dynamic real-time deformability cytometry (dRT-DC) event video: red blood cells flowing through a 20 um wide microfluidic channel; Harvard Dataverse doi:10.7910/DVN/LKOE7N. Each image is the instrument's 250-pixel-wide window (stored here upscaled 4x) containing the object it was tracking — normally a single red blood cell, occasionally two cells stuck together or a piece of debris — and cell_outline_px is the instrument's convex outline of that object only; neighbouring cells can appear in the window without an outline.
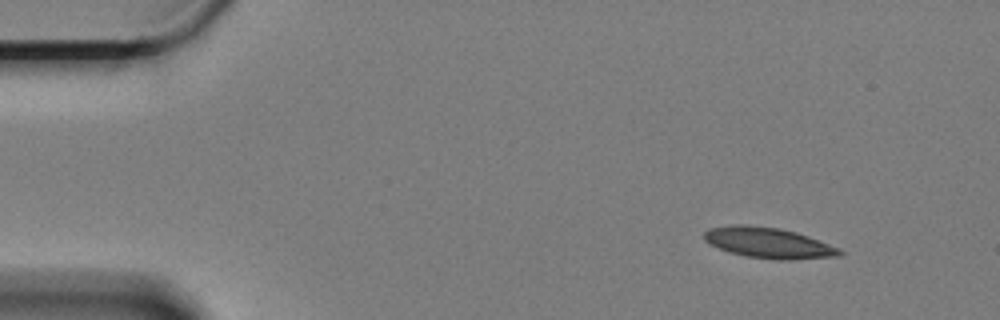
{"species": "Egyptian fruit bat (a non-hibernating species)", "species_latin": "Rousettus aegyptiacus", "temperature_condition": "cold", "stored_images_in_passage": 55, "camera_frame_rate_fps": 3000, "um_per_image_px": 0.085, "animal": {"sex": "female"}, "frame": {"image": 1, "passage_image": 1, "time_ms": 0.0, "image_size_px": [1000, 320], "cell_outline_px": [[844, 252], [840, 256], [792, 260], [776, 260], [744, 256], [728, 252], [708, 244], [704, 240], [704, 232], [708, 228], [732, 224], [744, 224], [776, 228], [796, 232], [808, 236], [840, 248]], "centroid_in_image_um": [65.29, 20.65], "position_along_channel_um": 19.7, "area_um2": 24.51}}
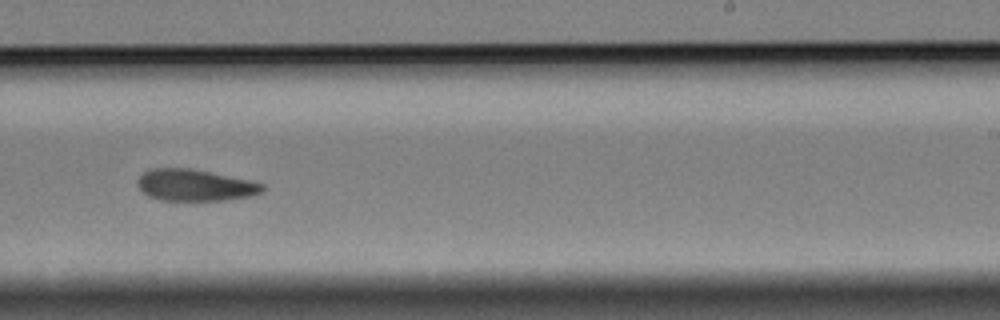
{"frame": {"image": 2, "passage_image": 32, "time_ms": 10.333, "image_size_px": [1000, 320], "cell_outline_px": [[264, 192], [252, 196], [224, 200], [160, 200], [148, 196], [136, 184], [136, 180], [148, 168], [192, 168], [248, 180], [264, 184]], "centroid_in_image_um": [16.56, 15.73], "position_along_channel_um": 272.4, "area_um2": 23.06}}
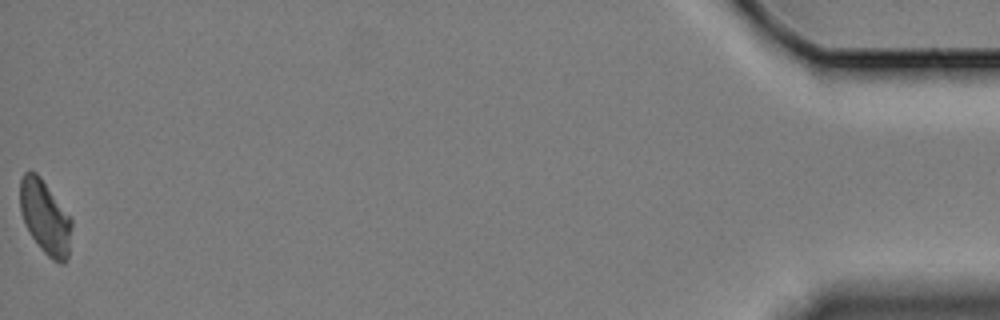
{"frame": {"image": 3, "passage_image": 55, "time_ms": 18.0, "image_size_px": [1000, 320], "cell_outline_px": [[72, 228], [68, 256], [64, 264], [60, 264], [52, 260], [40, 248], [24, 224], [20, 212], [20, 180], [24, 172], [36, 172], [40, 176], [72, 220]], "centroid_in_image_um": [3.83, 18.49], "position_along_channel_um": 431.4, "area_um2": 22.08}}